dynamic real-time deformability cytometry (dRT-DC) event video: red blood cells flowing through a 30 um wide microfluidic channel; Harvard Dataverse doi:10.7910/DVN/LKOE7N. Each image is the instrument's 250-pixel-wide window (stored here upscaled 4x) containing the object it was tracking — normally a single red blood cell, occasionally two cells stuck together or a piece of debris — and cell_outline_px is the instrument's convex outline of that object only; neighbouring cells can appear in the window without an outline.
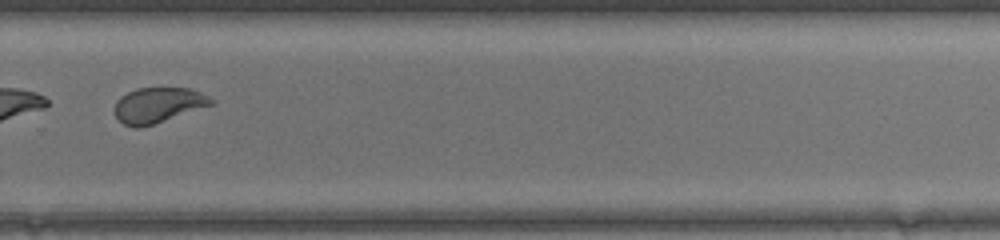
{"species": "common noctule bat (a hibernating species)", "species_latin": "Nyctalus noctula", "temperature_condition": "warm", "stored_images_in_passage": 48, "camera_frame_rate_fps": 3000, "um_per_image_px": 0.085, "animal": {"sex": "female", "body_mass_g": 17.0, "forearm_length_mm": 48.0}, "frame": {"image": 1, "passage_image": 35, "time_ms": 11.333, "image_size_px": [1000, 240], "cell_outline_px": [[216, 104], [140, 128], [136, 128], [124, 124], [116, 116], [116, 100], [120, 96], [136, 88], [192, 88], [216, 100]], "centroid_in_image_um": [13.49, 8.92], "position_along_channel_um": 316.3, "area_um2": 19.88}}